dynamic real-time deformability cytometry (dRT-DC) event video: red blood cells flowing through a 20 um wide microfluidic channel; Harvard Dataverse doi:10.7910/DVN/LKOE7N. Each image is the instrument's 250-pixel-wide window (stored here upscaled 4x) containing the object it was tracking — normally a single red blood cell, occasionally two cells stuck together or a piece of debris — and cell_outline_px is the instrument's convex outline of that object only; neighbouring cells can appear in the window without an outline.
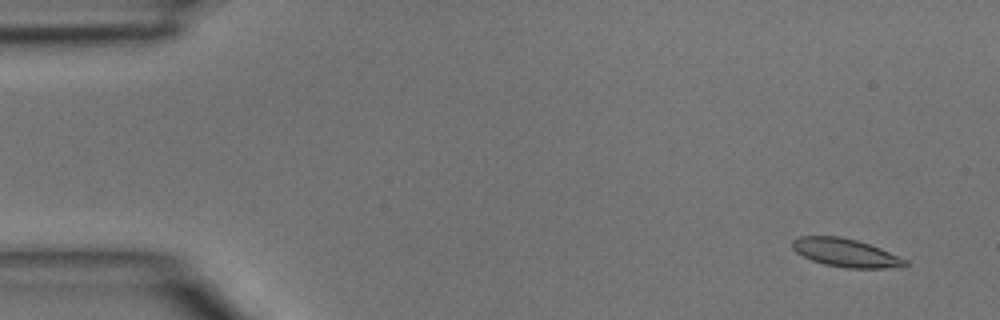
{"species": "common noctule bat (a hibernating species)", "species_latin": "Nyctalus noctula", "temperature_condition": "room temperature", "stored_images_in_passage": 5, "camera_frame_rate_fps": 3000, "um_per_image_px": 0.085, "animal": {"sex": "male", "body_mass_g": 15.6}, "frame": {"image": 1, "passage_image": 1, "time_ms": 0.0, "image_size_px": [1000, 320], "cell_outline_px": [[908, 264], [884, 268], [848, 268], [824, 264], [812, 260], [796, 252], [792, 248], [792, 240], [800, 236], [840, 236], [856, 240], [880, 248], [908, 260]], "centroid_in_image_um": [71.85, 21.47], "position_along_channel_um": 13.2, "area_um2": 18.32}}